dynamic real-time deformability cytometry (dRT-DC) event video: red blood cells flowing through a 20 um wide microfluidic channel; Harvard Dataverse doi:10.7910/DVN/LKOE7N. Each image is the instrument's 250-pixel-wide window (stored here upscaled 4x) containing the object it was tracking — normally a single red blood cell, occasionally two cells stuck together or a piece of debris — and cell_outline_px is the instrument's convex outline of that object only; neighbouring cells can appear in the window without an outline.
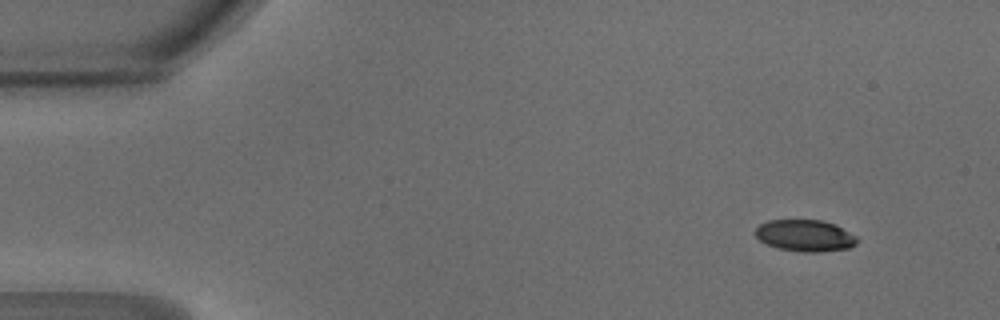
{"species": "common noctule bat (a hibernating species)", "species_latin": "Nyctalus noctula", "temperature_condition": "warm", "stored_images_in_passage": 45, "segment_of_instrument_passage": [1, 2], "camera_frame_rate_fps": 3000, "um_per_image_px": 0.085, "animal": {"sex": "male", "body_mass_g": 18.8}, "frame": {"image": 1, "passage_image": 1, "time_ms": 0.0, "image_size_px": [1000, 320], "cell_outline_px": [[860, 240], [856, 244], [848, 248], [820, 252], [804, 252], [780, 248], [768, 244], [760, 240], [756, 236], [756, 228], [760, 224], [768, 220], [824, 220], [836, 224], [856, 236]], "centroid_in_image_um": [68.47, 20.01], "position_along_channel_um": 16.5, "area_um2": 18.73}}
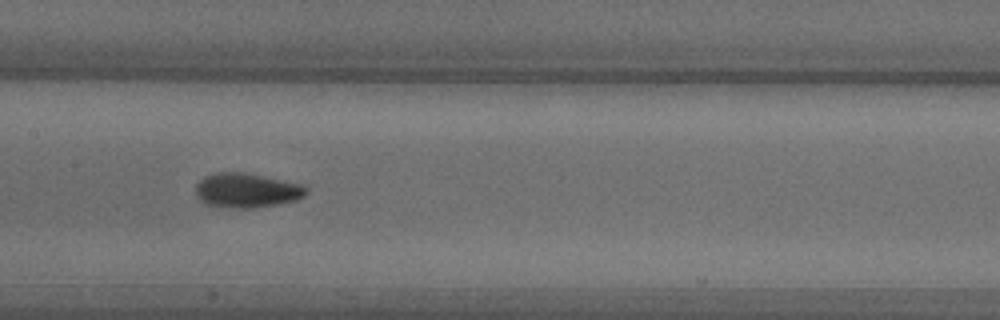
{"frame": {"image": 2, "passage_image": 20, "time_ms": 6.333, "image_size_px": [1000, 320], "cell_outline_px": [[308, 192], [304, 196], [296, 200], [256, 208], [228, 208], [208, 204], [200, 200], [196, 196], [196, 184], [204, 176], [212, 172], [244, 172], [300, 184], [308, 188]], "centroid_in_image_um": [20.94, 16.18], "position_along_channel_um": 186.5, "area_um2": 22.25}}
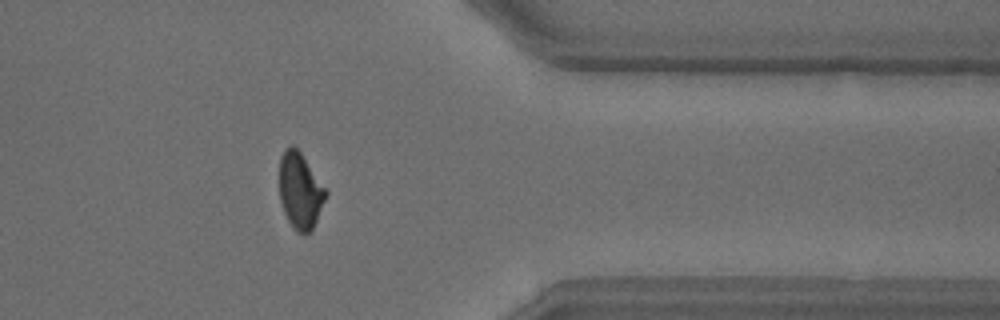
{"frame": {"image": 3, "passage_image": 35, "time_ms": 11.333, "image_size_px": [1000, 320], "cell_outline_px": [[328, 192], [316, 220], [312, 228], [304, 236], [296, 232], [292, 228], [284, 212], [280, 200], [280, 156], [284, 148], [292, 144], [300, 152]], "centroid_in_image_um": [25.49, 16.22], "position_along_channel_um": 385.9, "area_um2": 20.4}}